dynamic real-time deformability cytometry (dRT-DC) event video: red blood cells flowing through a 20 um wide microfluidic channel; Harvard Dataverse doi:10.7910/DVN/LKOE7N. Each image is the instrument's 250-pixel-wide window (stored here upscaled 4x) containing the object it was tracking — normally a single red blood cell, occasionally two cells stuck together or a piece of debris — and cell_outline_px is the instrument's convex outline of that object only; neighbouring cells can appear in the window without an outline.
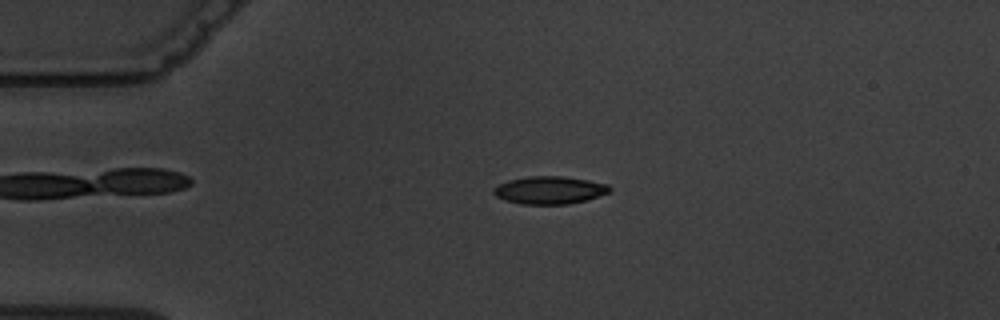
{"species": "common noctule bat (a hibernating species)", "species_latin": "Nyctalus noctula", "temperature_condition": "warm", "stored_images_in_passage": 3, "camera_frame_rate_fps": 3000, "um_per_image_px": 0.085, "animal": {"sex": "male", "body_mass_g": 19.5, "forearm_length_mm": 54.6}, "frame": {"image": 1, "passage_image": 2, "time_ms": 1.333, "image_size_px": [1000, 320], "cell_outline_px": [[612, 188], [608, 192], [584, 200], [568, 204], [520, 204], [504, 200], [496, 196], [492, 192], [492, 188], [508, 180], [528, 176], [560, 176], [588, 180], [608, 184]], "centroid_in_image_um": [46.66, 16.16], "position_along_channel_um": 38.3, "area_um2": 18.61}}